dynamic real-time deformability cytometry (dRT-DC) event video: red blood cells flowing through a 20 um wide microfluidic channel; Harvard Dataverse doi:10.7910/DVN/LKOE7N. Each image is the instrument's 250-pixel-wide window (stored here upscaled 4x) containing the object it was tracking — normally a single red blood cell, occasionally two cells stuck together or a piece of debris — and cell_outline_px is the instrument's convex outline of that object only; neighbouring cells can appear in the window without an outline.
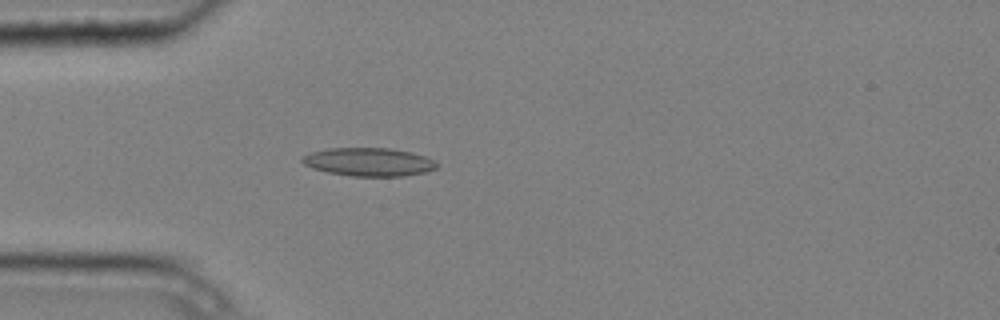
{"species": "common noctule bat (a hibernating species)", "species_latin": "Nyctalus noctula", "temperature_condition": "cold", "stored_images_in_passage": 4, "camera_frame_rate_fps": 3000, "um_per_image_px": 0.085, "animal": {"sex": "male", "body_mass_g": 20.4}, "frame": {"image": 1, "passage_image": 4, "time_ms": 1.0, "image_size_px": [1000, 320], "cell_outline_px": [[436, 168], [424, 172], [404, 176], [352, 176], [328, 172], [312, 168], [304, 164], [300, 160], [300, 156], [308, 152], [328, 148], [392, 148], [412, 152], [424, 156], [432, 160], [436, 164]], "centroid_in_image_um": [31.28, 13.75], "position_along_channel_um": 53.7, "area_um2": 22.25}}